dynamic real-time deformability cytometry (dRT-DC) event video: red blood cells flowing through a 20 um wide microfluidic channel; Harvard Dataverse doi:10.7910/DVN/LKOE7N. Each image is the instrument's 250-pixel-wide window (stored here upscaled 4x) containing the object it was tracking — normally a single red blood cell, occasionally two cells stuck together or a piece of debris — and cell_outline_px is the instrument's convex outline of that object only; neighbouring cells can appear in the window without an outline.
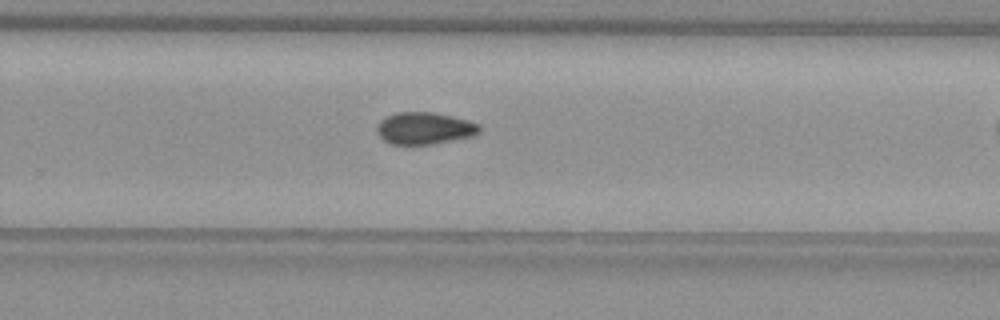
{"species": "common noctule bat (a hibernating species)", "species_latin": "Nyctalus noctula", "temperature_condition": "warm", "stored_images_in_passage": 26, "camera_frame_rate_fps": 3000, "um_per_image_px": 0.085, "animal": {"sex": "female", "body_mass_g": 29.2, "forearm_length_mm": 56.3}, "frame": {"image": 1, "passage_image": 19, "time_ms": 6.0, "image_size_px": [1000, 320], "cell_outline_px": [[480, 132], [472, 136], [428, 144], [392, 144], [384, 140], [380, 136], [376, 128], [380, 120], [384, 116], [396, 112], [432, 112], [468, 120], [480, 124]], "centroid_in_image_um": [36.06, 10.88], "position_along_channel_um": 293.7, "area_um2": 18.96}}